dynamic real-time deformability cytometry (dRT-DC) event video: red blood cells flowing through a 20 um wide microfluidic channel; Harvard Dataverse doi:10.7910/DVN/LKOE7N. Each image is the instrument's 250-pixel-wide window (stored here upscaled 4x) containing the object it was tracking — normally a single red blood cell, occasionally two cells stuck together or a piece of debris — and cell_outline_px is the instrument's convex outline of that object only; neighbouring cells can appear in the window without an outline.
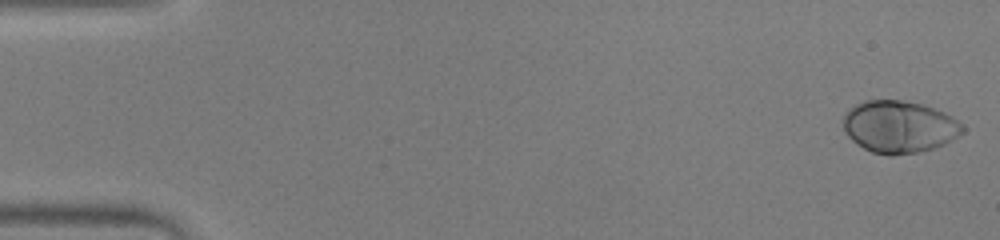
{"species": "human", "species_latin": "Homo sapiens", "temperature_condition": "warm", "stored_images_in_passage": 52, "camera_frame_rate_fps": 3000, "um_per_image_px": 0.085, "donor": {"sex": "male"}, "frame": {"image": 1, "passage_image": 1, "time_ms": 0.0, "image_size_px": [1000, 240], "cell_outline_px": [[964, 132], [944, 144], [932, 148], [916, 152], [892, 156], [888, 156], [872, 152], [856, 144], [844, 132], [844, 116], [856, 104], [864, 100], [900, 100], [920, 104], [944, 112], [952, 116], [964, 128]], "centroid_in_image_um": [76.41, 10.78], "position_along_channel_um": 8.6, "area_um2": 35.95}}
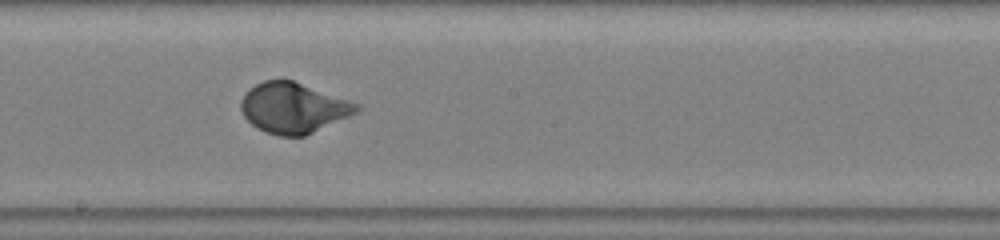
{"frame": {"image": 2, "passage_image": 29, "time_ms": 9.333, "image_size_px": [1000, 240], "cell_outline_px": [[360, 108], [356, 112], [348, 116], [304, 136], [280, 136], [256, 128], [244, 116], [240, 108], [240, 100], [256, 84], [264, 80], [292, 80], [360, 104]], "centroid_in_image_um": [24.91, 9.17], "position_along_channel_um": 223.3, "area_um2": 33.35}}
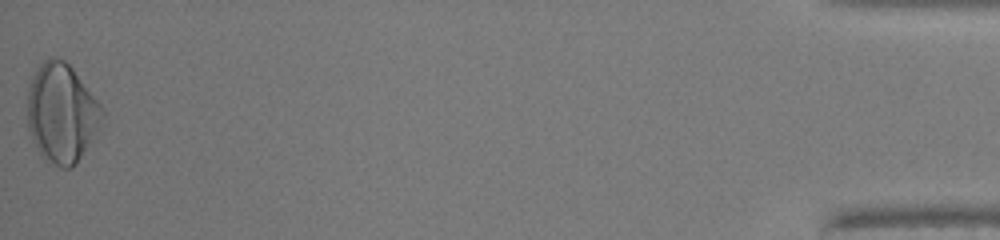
{"frame": {"image": 3, "passage_image": 52, "time_ms": 17.0, "image_size_px": [1000, 240], "cell_outline_px": [[104, 116], [96, 132], [76, 164], [72, 168], [60, 168], [40, 156], [32, 140], [28, 128], [28, 88], [40, 64], [48, 56], [52, 56], [64, 60], [72, 68], [104, 108]], "centroid_in_image_um": [5.23, 9.62], "position_along_channel_um": 430.0, "area_um2": 43.0}, "authors_computed_cell_mechanics": {"area_um2": 34.0731, "velocity_mm_per_s": 3.9494, "shape_relaxation_time_tau1_ms": 2.4359, "shape_relaxation_time_tau2_ms": null, "deformation_change_tau1": 0.1742, "deformation_change_tau2": null}}